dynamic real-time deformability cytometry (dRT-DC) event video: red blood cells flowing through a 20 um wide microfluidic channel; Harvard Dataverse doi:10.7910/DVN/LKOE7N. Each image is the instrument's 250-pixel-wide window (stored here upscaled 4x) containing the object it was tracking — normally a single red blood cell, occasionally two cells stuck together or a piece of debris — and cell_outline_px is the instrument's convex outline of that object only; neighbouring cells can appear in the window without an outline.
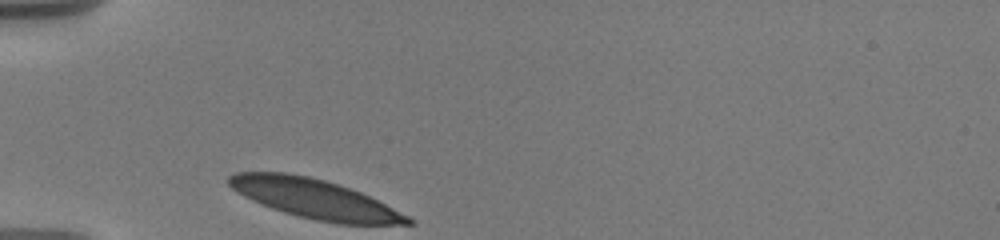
{"species": "human", "species_latin": "Homo sapiens", "temperature_condition": "warm", "stored_images_in_passage": 8, "camera_frame_rate_fps": 3000, "um_per_image_px": 0.085, "donor": {"sex": "male"}, "frame": {"image": 1, "passage_image": 1, "time_ms": 0.0, "image_size_px": [1000, 240], "cell_outline_px": [[416, 224], [336, 224], [296, 216], [272, 208], [252, 200], [244, 196], [232, 188], [228, 184], [228, 176], [236, 172], [284, 172], [308, 176], [324, 180], [360, 192], [416, 220]], "centroid_in_image_um": [26.73, 16.91], "position_along_channel_um": 58.3, "area_um2": 40.58}}
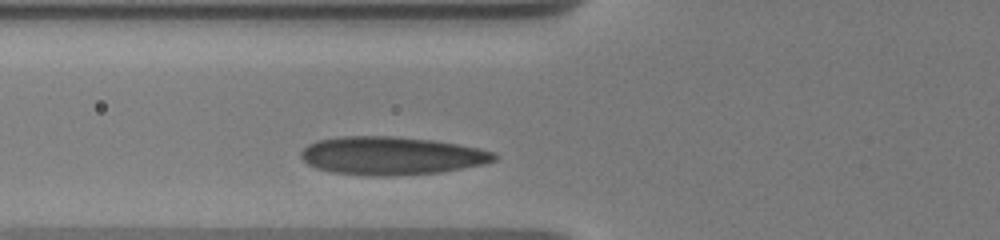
{"frame": {"image": 2, "passage_image": 6, "time_ms": 1.333, "image_size_px": [1000, 240], "cell_outline_px": [[500, 156], [496, 160], [480, 164], [440, 172], [388, 176], [364, 176], [332, 172], [316, 168], [308, 164], [300, 156], [300, 152], [308, 144], [320, 140], [344, 136], [392, 136], [432, 140], [456, 144], [496, 152]], "centroid_in_image_um": [33.24, 13.24], "position_along_channel_um": 92.6, "area_um2": 42.77}}